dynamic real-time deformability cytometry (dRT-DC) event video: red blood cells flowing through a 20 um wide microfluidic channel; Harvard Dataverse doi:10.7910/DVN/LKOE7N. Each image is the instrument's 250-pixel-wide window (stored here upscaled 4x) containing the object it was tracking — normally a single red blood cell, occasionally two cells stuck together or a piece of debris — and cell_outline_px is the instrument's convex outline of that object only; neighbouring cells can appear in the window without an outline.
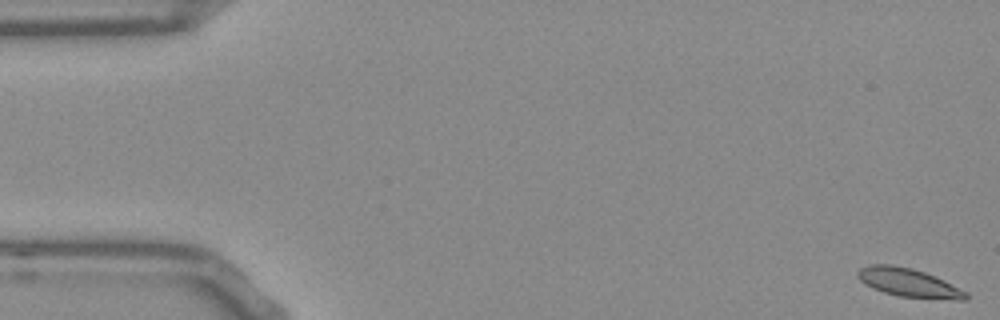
{"species": "Egyptian fruit bat (a non-hibernating species)", "species_latin": "Rousettus aegyptiacus", "temperature_condition": "room temperature", "stored_images_in_passage": 54, "camera_frame_rate_fps": 3000, "um_per_image_px": 0.085, "frame": {"image": 1, "passage_image": 1, "time_ms": 0.0, "image_size_px": [1000, 320], "cell_outline_px": [[968, 300], [960, 300], [900, 296], [884, 292], [872, 288], [864, 284], [856, 276], [856, 272], [860, 268], [868, 264], [892, 264], [912, 268], [924, 272], [944, 280], [968, 292]], "centroid_in_image_um": [77.21, 24.01], "position_along_channel_um": 7.8, "area_um2": 18.09}}
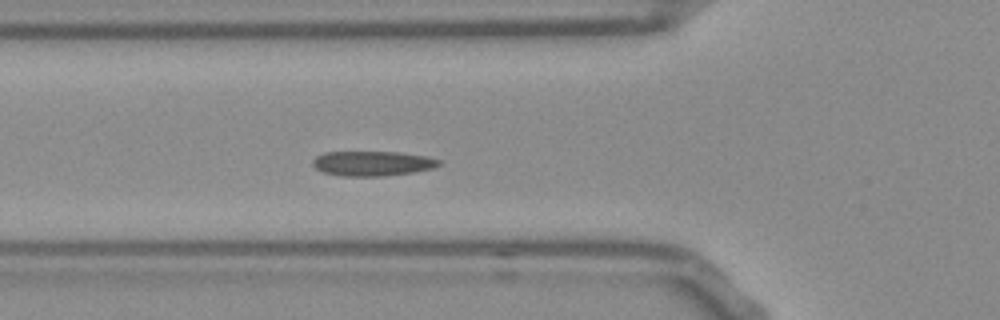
{"frame": {"image": 2, "passage_image": 19, "time_ms": 6.0, "image_size_px": [1000, 320], "cell_outline_px": [[440, 164], [436, 168], [412, 172], [384, 176], [340, 176], [320, 172], [312, 164], [312, 160], [316, 156], [324, 152], [400, 152], [428, 156], [440, 160]], "centroid_in_image_um": [31.65, 13.89], "position_along_channel_um": 94.2, "area_um2": 18.5}}
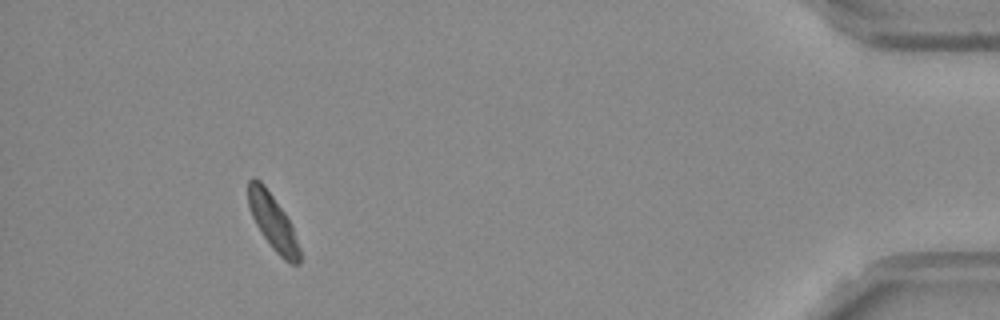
{"frame": {"image": 3, "passage_image": 50, "time_ms": 16.333, "image_size_px": [1000, 320], "cell_outline_px": [[300, 264], [292, 264], [284, 260], [272, 248], [256, 224], [252, 216], [248, 204], [248, 180], [252, 176], [260, 180], [264, 184], [284, 212], [292, 224], [300, 248]], "centroid_in_image_um": [23.2, 18.86], "position_along_channel_um": 412.0, "area_um2": 16.59}, "authors_computed_cell_mechanics": {"area_um2": 17.5423, "velocity_mm_per_s": 3.7194, "shape_relaxation_time_tau1_ms": 4.8643, "shape_relaxation_time_tau2_ms": 1.4783, "deformation_change_tau1": 0.1157, "deformation_change_tau2": 0.0382}}